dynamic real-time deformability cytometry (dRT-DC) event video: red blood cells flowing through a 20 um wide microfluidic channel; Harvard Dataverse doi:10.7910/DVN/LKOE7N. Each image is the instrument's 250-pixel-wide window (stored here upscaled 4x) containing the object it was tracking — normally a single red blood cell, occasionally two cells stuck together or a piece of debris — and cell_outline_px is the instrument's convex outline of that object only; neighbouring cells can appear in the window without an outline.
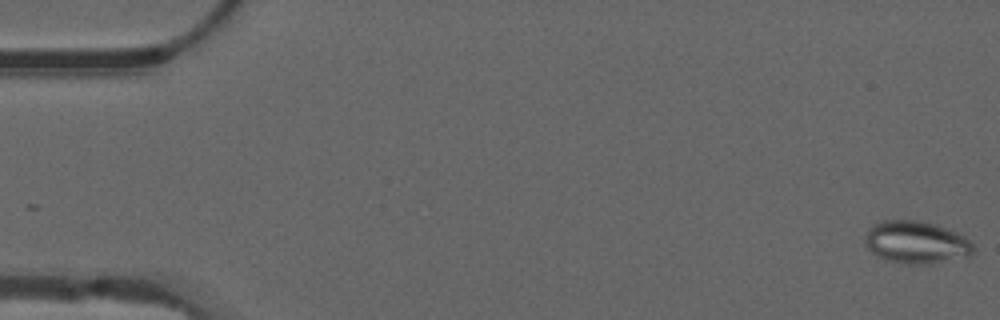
{"species": "common noctule bat (a hibernating species)", "species_latin": "Nyctalus noctula", "temperature_condition": "warm", "stored_images_in_passage": 22, "camera_frame_rate_fps": 3000, "um_per_image_px": 0.085, "animal": {"sex": "male", "forearm_length_mm": 52.5}, "frame": {"image": 1, "passage_image": 1, "time_ms": 0.0, "image_size_px": [1000, 320], "cell_outline_px": [[976, 248], [968, 256], [932, 264], [908, 264], [888, 260], [872, 252], [864, 244], [864, 240], [868, 228], [872, 224], [880, 220], [916, 220], [936, 224], [956, 232], [964, 236]], "centroid_in_image_um": [77.86, 20.58], "position_along_channel_um": 7.1, "area_um2": 26.88}}